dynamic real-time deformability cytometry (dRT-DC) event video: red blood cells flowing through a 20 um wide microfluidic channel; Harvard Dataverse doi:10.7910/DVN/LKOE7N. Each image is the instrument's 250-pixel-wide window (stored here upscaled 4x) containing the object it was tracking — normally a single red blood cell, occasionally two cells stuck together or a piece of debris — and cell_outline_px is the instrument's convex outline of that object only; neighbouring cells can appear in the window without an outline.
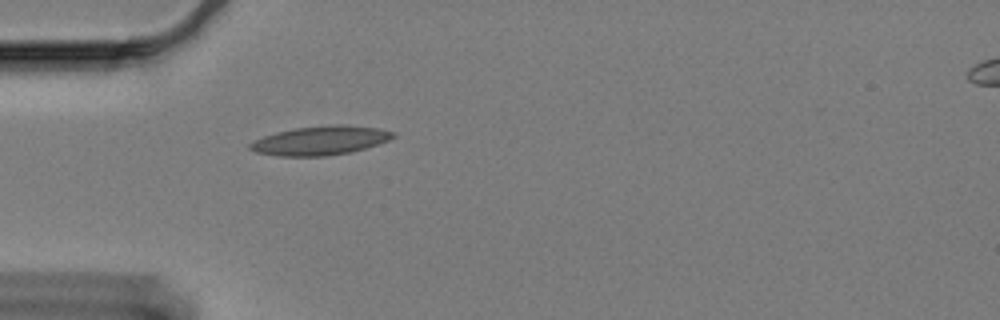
{"species": "Egyptian fruit bat (a non-hibernating species)", "species_latin": "Rousettus aegyptiacus", "temperature_condition": "cold", "stored_images_in_passage": 43, "camera_frame_rate_fps": 3000, "um_per_image_px": 0.085, "animal": {"sex": "female"}, "frame": {"image": 1, "passage_image": 1, "time_ms": 0.0, "image_size_px": [1000, 320], "cell_outline_px": [[396, 136], [388, 140], [352, 152], [324, 156], [276, 156], [256, 152], [248, 148], [248, 144], [252, 140], [276, 132], [296, 128], [332, 124], [348, 124], [380, 128], [396, 132]], "centroid_in_image_um": [27.22, 11.93], "position_along_channel_um": 57.8, "area_um2": 24.39}}